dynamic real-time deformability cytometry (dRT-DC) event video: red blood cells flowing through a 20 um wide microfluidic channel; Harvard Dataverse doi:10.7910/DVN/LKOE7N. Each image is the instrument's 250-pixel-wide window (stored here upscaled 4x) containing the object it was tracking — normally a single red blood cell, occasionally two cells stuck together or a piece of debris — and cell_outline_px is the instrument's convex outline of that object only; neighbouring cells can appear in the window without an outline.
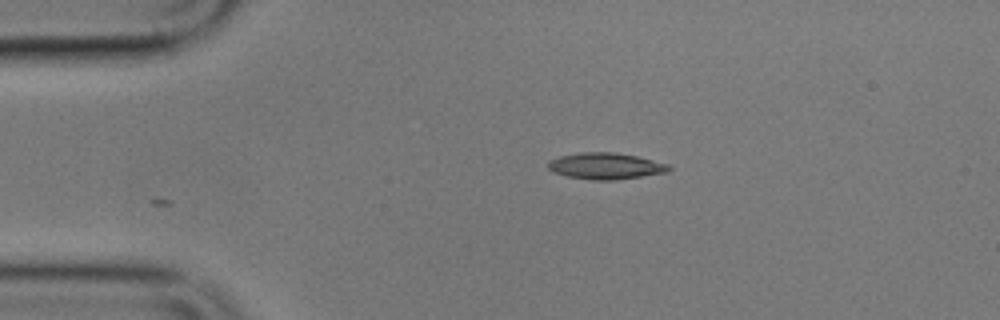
{"species": "common noctule bat (a hibernating species)", "species_latin": "Nyctalus noctula", "temperature_condition": "cold", "stored_images_in_passage": 4, "camera_frame_rate_fps": 3000, "um_per_image_px": 0.085, "animal": {"sex": "male", "body_mass_g": 17.9}, "frame": {"image": 1, "passage_image": 4, "time_ms": 3.667, "image_size_px": [1000, 320], "cell_outline_px": [[672, 168], [668, 172], [612, 180], [592, 180], [568, 176], [552, 172], [548, 168], [548, 160], [560, 156], [580, 152], [616, 152], [636, 156], [668, 164]], "centroid_in_image_um": [51.45, 14.1], "position_along_channel_um": 33.6, "area_um2": 18.5}}